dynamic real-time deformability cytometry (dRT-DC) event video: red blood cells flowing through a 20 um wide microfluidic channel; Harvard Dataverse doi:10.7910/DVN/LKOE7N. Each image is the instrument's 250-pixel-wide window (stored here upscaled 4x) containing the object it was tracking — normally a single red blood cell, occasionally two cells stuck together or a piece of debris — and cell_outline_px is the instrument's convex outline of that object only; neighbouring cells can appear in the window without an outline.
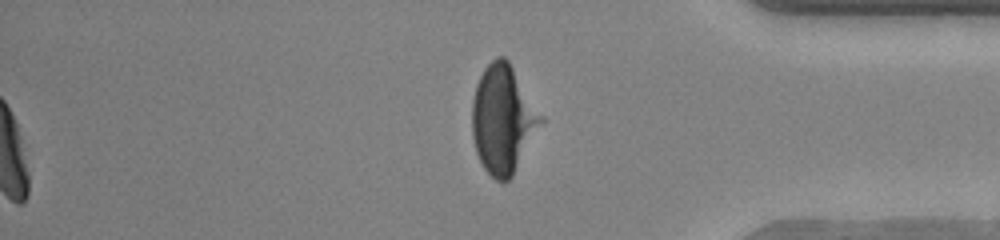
{"species": "human", "species_latin": "Homo sapiens", "temperature_condition": "warm", "stored_images_in_passage": 51, "segment_of_instrument_passage": [2, 2], "camera_frame_rate_fps": 3000, "um_per_image_px": 0.085, "donor": {"sex": "female"}, "frame": {"image": 1, "passage_image": 51, "time_ms": 16.667, "image_size_px": [1000, 240], "cell_outline_px": [[544, 120], [512, 176], [504, 184], [496, 180], [484, 168], [476, 152], [472, 136], [472, 100], [476, 84], [484, 68], [496, 56], [504, 56], [508, 60], [544, 116]], "centroid_in_image_um": [42.75, 10.13], "position_along_channel_um": 392.4, "area_um2": 43.41}}